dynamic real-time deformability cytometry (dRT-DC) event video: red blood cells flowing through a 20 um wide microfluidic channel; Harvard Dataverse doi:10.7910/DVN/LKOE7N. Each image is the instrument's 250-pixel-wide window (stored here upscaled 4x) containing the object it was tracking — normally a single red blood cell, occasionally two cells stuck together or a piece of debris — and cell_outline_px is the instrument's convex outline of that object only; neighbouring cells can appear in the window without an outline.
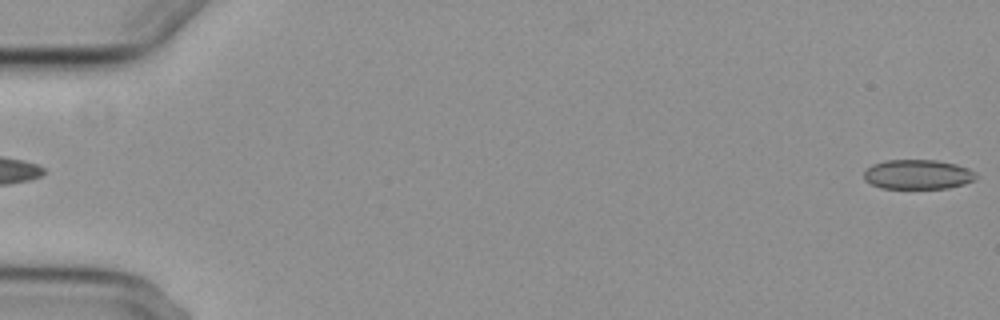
{"species": "common noctule bat (a hibernating species)", "species_latin": "Nyctalus noctula", "temperature_condition": "cold", "stored_images_in_passage": 5, "camera_frame_rate_fps": 3000, "um_per_image_px": 0.085, "animal": {"sex": "female", "body_mass_g": 29.2, "forearm_length_mm": 56.3}, "frame": {"image": 1, "passage_image": 5, "time_ms": 6.0, "image_size_px": [1000, 320], "cell_outline_px": [[980, 176], [964, 184], [948, 188], [880, 188], [864, 180], [864, 168], [872, 164], [884, 160], [936, 160], [956, 164], [968, 168], [976, 172]], "centroid_in_image_um": [78.0, 14.82], "position_along_channel_um": 7.0, "area_um2": 19.54}}